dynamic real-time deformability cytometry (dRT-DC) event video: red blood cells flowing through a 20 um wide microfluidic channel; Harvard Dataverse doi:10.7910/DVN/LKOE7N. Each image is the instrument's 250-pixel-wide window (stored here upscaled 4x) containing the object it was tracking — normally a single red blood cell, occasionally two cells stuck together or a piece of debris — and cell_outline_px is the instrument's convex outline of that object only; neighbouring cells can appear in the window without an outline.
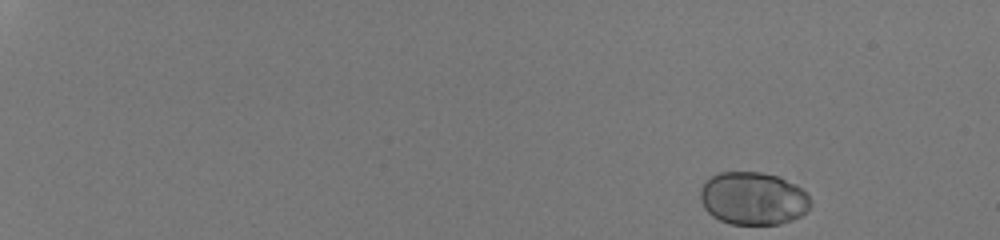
{"species": "human", "species_latin": "Homo sapiens", "temperature_condition": "room temperature", "stored_images_in_passage": 44, "camera_frame_rate_fps": 3000, "um_per_image_px": 0.085, "donor": {"sex": "male"}, "frame": {"image": 1, "passage_image": 1, "time_ms": 0.0, "image_size_px": [1000, 240], "cell_outline_px": [[812, 204], [800, 216], [792, 220], [780, 224], [732, 224], [720, 220], [712, 216], [704, 208], [700, 200], [700, 188], [708, 176], [720, 172], [760, 172], [780, 176], [796, 184], [812, 200]], "centroid_in_image_um": [63.99, 16.85], "position_along_channel_um": 21.0, "area_um2": 34.28}}
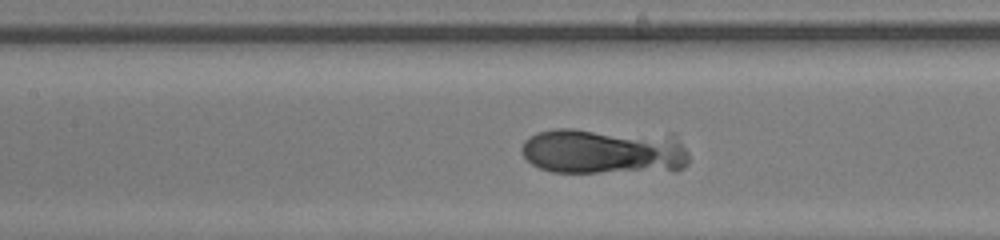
{"frame": {"image": 2, "passage_image": 25, "time_ms": 8.0, "image_size_px": [1000, 240], "cell_outline_px": [[688, 164], [684, 168], [676, 172], [552, 172], [540, 168], [532, 164], [520, 152], [520, 148], [524, 140], [528, 136], [536, 132], [552, 128], [572, 128], [676, 132], [688, 152]], "centroid_in_image_um": [51.44, 12.82], "position_along_channel_um": 156.0, "area_um2": 47.34}}
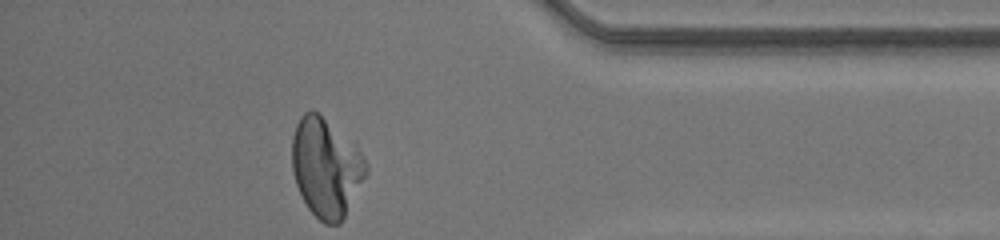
{"frame": {"image": 3, "passage_image": 44, "time_ms": 14.333, "image_size_px": [1000, 240], "cell_outline_px": [[368, 172], [340, 224], [324, 224], [308, 208], [296, 184], [292, 168], [292, 136], [296, 124], [300, 116], [304, 112], [312, 108], [320, 112], [356, 140], [368, 164]], "centroid_in_image_um": [27.75, 14.13], "position_along_channel_um": 407.5, "area_um2": 43.81}}